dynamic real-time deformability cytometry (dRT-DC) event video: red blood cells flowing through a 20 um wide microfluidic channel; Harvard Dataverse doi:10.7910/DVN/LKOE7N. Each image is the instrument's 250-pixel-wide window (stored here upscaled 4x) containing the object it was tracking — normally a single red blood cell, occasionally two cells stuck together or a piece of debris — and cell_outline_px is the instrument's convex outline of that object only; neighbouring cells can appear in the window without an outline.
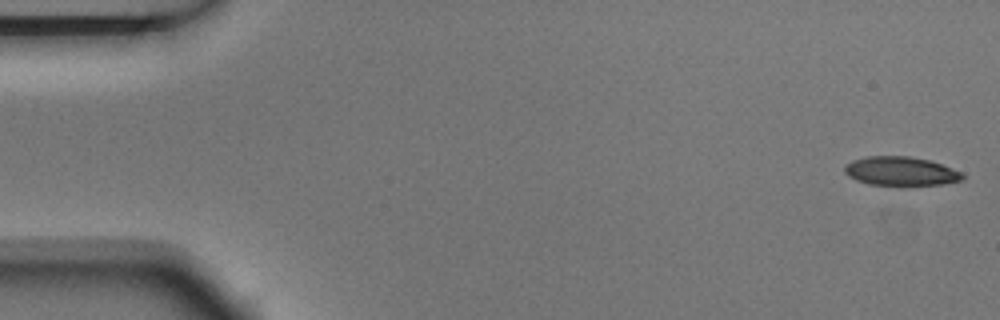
{"species": "Egyptian fruit bat (a non-hibernating species)", "species_latin": "Rousettus aegyptiacus", "temperature_condition": "room temperature", "stored_images_in_passage": 5, "camera_frame_rate_fps": 3000, "um_per_image_px": 0.085, "animal": {"sex": "male"}, "frame": {"image": 1, "passage_image": 1, "time_ms": 0.0, "image_size_px": [1000, 320], "cell_outline_px": [[964, 180], [940, 184], [904, 188], [896, 188], [868, 184], [856, 180], [848, 176], [844, 172], [844, 168], [852, 160], [868, 156], [908, 156], [928, 160], [952, 168], [960, 172], [964, 176]], "centroid_in_image_um": [76.55, 14.61], "position_along_channel_um": 8.5, "area_um2": 20.58}}
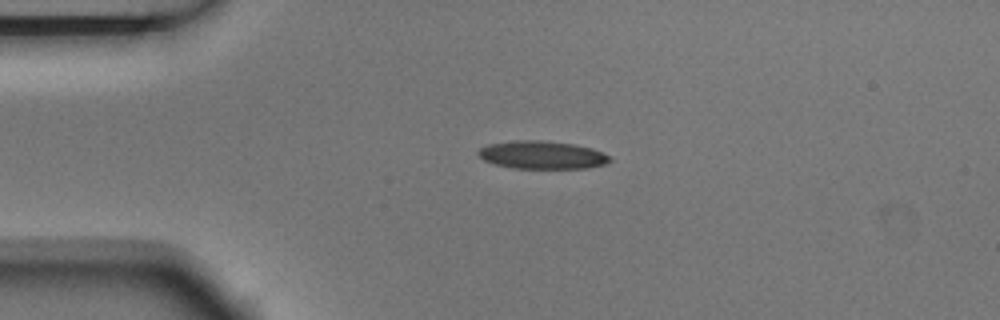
{"frame": {"image": 2, "passage_image": 4, "time_ms": 1.0, "image_size_px": [1000, 320], "cell_outline_px": [[612, 160], [604, 164], [584, 168], [512, 168], [496, 164], [484, 160], [476, 152], [480, 148], [488, 144], [516, 140], [540, 140], [576, 144], [592, 148], [608, 156]], "centroid_in_image_um": [46.05, 13.16], "position_along_channel_um": 39.0, "area_um2": 21.27}}